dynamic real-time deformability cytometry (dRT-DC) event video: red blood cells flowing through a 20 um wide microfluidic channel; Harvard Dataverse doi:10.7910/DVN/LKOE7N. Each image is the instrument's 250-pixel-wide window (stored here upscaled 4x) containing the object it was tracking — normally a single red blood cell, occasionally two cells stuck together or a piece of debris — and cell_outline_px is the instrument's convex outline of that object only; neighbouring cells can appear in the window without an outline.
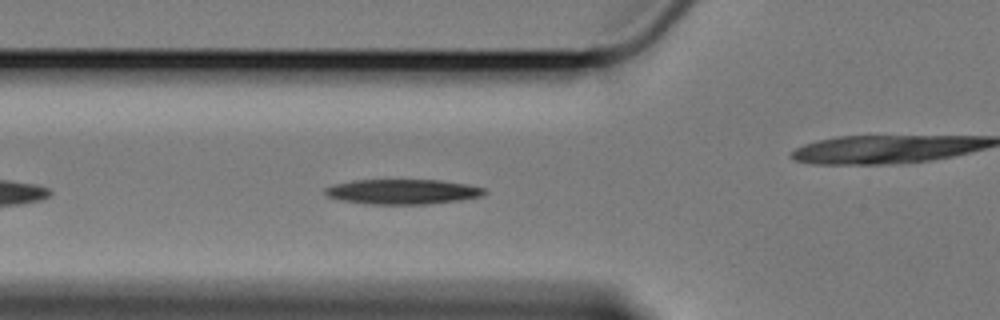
{"species": "Egyptian fruit bat (a non-hibernating species)", "species_latin": "Rousettus aegyptiacus", "temperature_condition": "cold", "stored_images_in_passage": 45, "camera_frame_rate_fps": 3000, "um_per_image_px": 0.085, "animal": {"sex": "female"}, "frame": {"image": 1, "passage_image": 6, "time_ms": 1.667, "image_size_px": [1000, 320], "cell_outline_px": [[488, 192], [484, 196], [460, 200], [428, 204], [368, 204], [340, 200], [328, 196], [324, 192], [324, 188], [332, 184], [352, 180], [440, 180], [468, 184], [484, 188]], "centroid_in_image_um": [34.23, 16.29], "position_along_channel_um": 91.6, "area_um2": 23.41}}
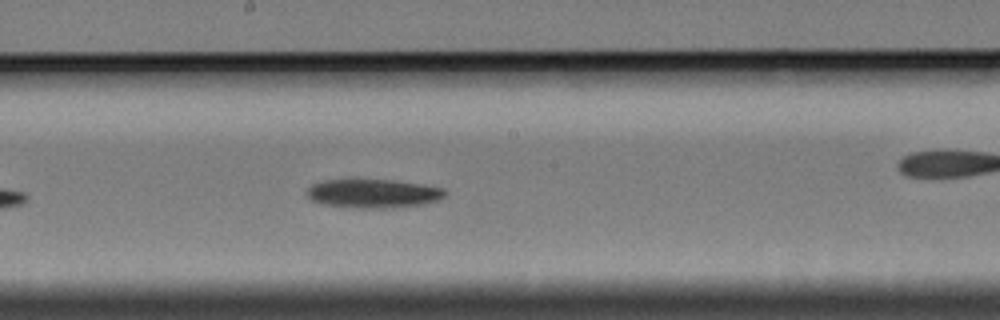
{"frame": {"image": 2, "passage_image": 17, "time_ms": 5.333, "image_size_px": [1000, 320], "cell_outline_px": [[448, 192], [440, 200], [424, 204], [400, 208], [352, 208], [324, 204], [312, 200], [308, 196], [308, 188], [312, 184], [324, 180], [396, 180], [424, 184], [444, 188]], "centroid_in_image_um": [31.81, 16.46], "position_along_channel_um": 216.4, "area_um2": 23.47}}
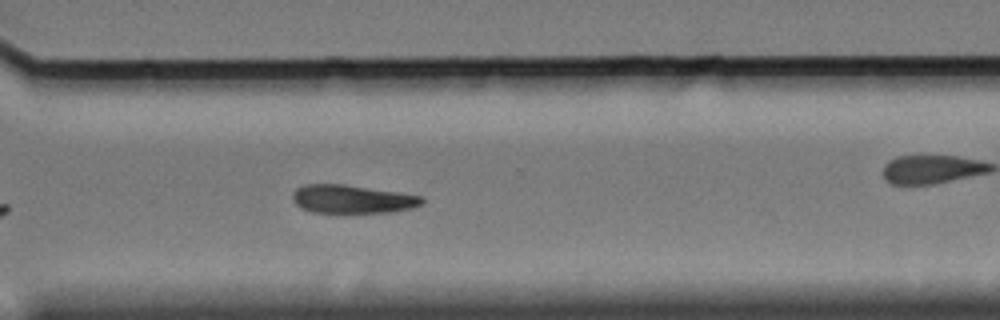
{"frame": {"image": 3, "passage_image": 28, "time_ms": 9.0, "image_size_px": [1000, 320], "cell_outline_px": [[424, 200], [420, 204], [412, 208], [388, 212], [344, 216], [336, 216], [312, 212], [300, 208], [292, 200], [292, 192], [296, 188], [304, 184], [344, 184], [396, 192], [420, 196]], "centroid_in_image_um": [29.83, 16.98], "position_along_channel_um": 340.8, "area_um2": 22.37}, "authors_computed_cell_mechanics": {"area_um2": 22.9466, "velocity_mm_per_s": 3.3919, "shape_relaxation_time_tau1_ms": 2.895, "shape_relaxation_time_tau2_ms": null, "deformation_change_tau1": 0.1092, "deformation_change_tau2": null}}